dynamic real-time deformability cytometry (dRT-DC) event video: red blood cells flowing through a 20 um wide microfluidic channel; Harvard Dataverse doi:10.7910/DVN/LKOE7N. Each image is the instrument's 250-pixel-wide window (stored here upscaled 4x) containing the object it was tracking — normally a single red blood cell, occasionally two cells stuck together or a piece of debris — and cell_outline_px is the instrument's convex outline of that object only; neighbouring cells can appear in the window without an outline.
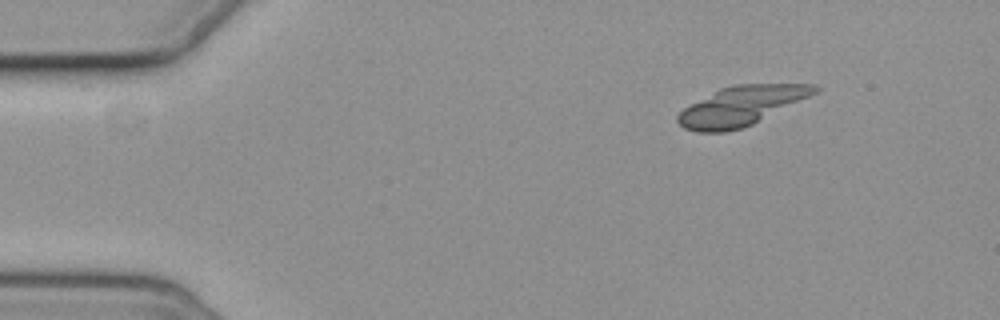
{"species": "common noctule bat (a hibernating species)", "species_latin": "Nyctalus noctula", "temperature_condition": "cold", "stored_images_in_passage": 5, "camera_frame_rate_fps": 3000, "um_per_image_px": 0.085, "animal": {"sex": "female", "body_mass_g": 19.3, "forearm_length_mm": 54.1}, "frame": {"image": 1, "passage_image": 1, "time_ms": 0.0, "image_size_px": [1000, 320], "cell_outline_px": [[820, 88], [816, 92], [752, 124], [740, 128], [724, 132], [696, 132], [684, 128], [676, 120], [676, 116], [684, 108], [720, 88], [732, 84], [816, 84]], "centroid_in_image_um": [62.96, 8.99], "position_along_channel_um": 22.0, "area_um2": 30.75}}